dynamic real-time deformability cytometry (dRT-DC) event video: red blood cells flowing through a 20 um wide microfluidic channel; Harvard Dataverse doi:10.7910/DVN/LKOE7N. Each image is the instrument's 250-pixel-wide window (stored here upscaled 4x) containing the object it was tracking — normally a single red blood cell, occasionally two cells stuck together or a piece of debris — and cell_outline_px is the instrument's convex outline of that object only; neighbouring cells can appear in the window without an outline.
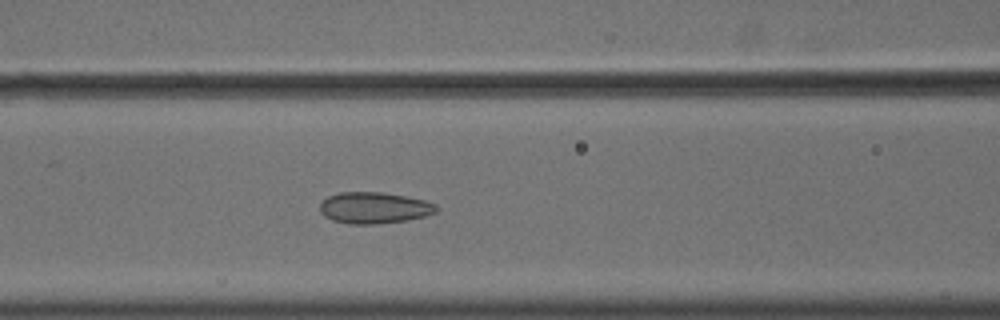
{"species": "common noctule bat (a hibernating species)", "species_latin": "Nyctalus noctula", "temperature_condition": "cold", "stored_images_in_passage": 53, "camera_frame_rate_fps": 3000, "um_per_image_px": 0.085, "animal": {"sex": "male", "body_mass_g": 18.8}, "frame": {"image": 1, "passage_image": 24, "time_ms": 7.667, "image_size_px": [1000, 320], "cell_outline_px": [[440, 208], [436, 212], [424, 216], [408, 220], [376, 224], [348, 224], [332, 220], [324, 216], [320, 212], [320, 204], [328, 196], [340, 192], [384, 192], [424, 200], [436, 204]], "centroid_in_image_um": [31.81, 17.67], "position_along_channel_um": 134.8, "area_um2": 21.39}}
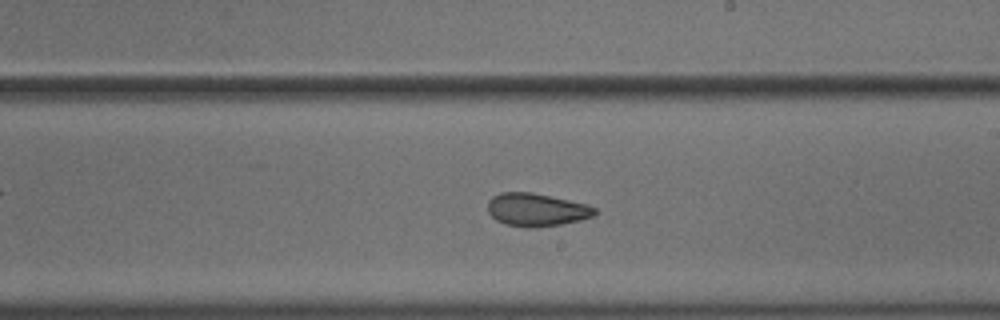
{"frame": {"image": 2, "passage_image": 33, "time_ms": 10.667, "image_size_px": [1000, 320], "cell_outline_px": [[600, 212], [592, 216], [580, 220], [560, 224], [528, 228], [524, 228], [504, 224], [496, 220], [488, 212], [488, 200], [492, 196], [500, 192], [532, 192], [588, 204], [596, 208]], "centroid_in_image_um": [45.6, 17.82], "position_along_channel_um": 243.4, "area_um2": 20.75}}
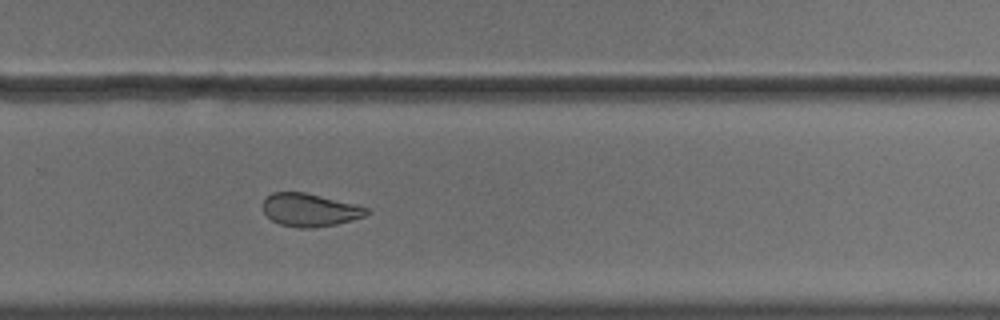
{"frame": {"image": 3, "passage_image": 38, "time_ms": 12.333, "image_size_px": [1000, 320], "cell_outline_px": [[372, 212], [364, 216], [352, 220], [336, 224], [316, 228], [300, 228], [280, 224], [272, 220], [264, 212], [264, 200], [272, 192], [304, 192], [368, 208]], "centroid_in_image_um": [26.34, 17.86], "position_along_channel_um": 303.5, "area_um2": 19.65}}